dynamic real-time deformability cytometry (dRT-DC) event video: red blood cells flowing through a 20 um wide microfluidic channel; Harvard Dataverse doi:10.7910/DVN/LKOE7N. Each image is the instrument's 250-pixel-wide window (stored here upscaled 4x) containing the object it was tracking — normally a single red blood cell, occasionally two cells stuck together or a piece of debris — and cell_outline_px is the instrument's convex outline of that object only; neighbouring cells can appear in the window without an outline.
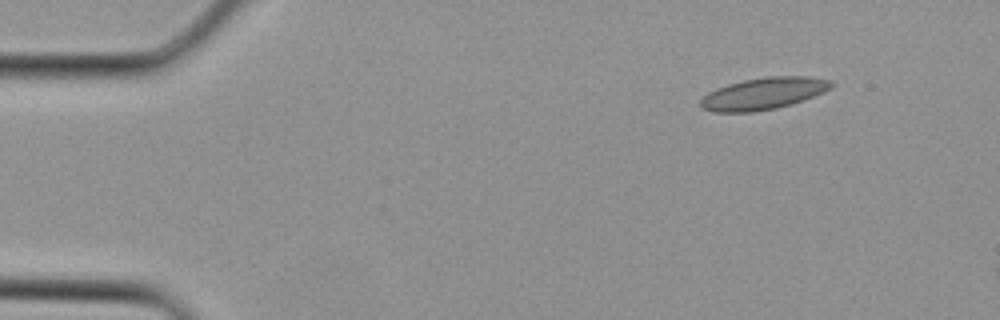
{"species": "Egyptian fruit bat (a non-hibernating species)", "species_latin": "Rousettus aegyptiacus", "temperature_condition": "cold", "stored_images_in_passage": 4, "camera_frame_rate_fps": 3000, "um_per_image_px": 0.085, "animal": {"sex": "female"}, "frame": {"image": 1, "passage_image": 1, "time_ms": 0.0, "image_size_px": [1000, 320], "cell_outline_px": [[836, 84], [832, 88], [824, 92], [804, 100], [792, 104], [776, 108], [752, 112], [712, 112], [700, 108], [700, 100], [708, 92], [716, 88], [728, 84], [744, 80], [768, 76], [808, 76], [832, 80]], "centroid_in_image_um": [64.92, 7.95], "position_along_channel_um": 20.1, "area_um2": 24.57}}